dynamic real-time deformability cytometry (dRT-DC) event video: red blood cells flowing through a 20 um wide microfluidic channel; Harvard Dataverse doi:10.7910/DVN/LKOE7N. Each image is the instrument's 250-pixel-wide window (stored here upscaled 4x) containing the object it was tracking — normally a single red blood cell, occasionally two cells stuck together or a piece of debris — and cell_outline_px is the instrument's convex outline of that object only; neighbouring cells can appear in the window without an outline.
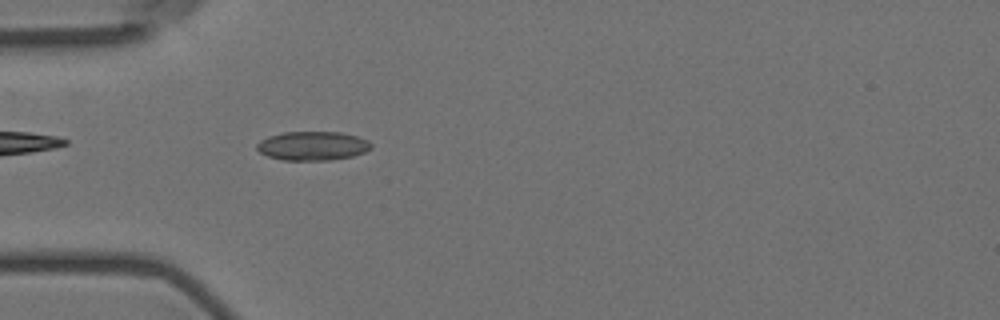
{"species": "Egyptian fruit bat (a non-hibernating species)", "species_latin": "Rousettus aegyptiacus", "temperature_condition": "room temperature", "stored_images_in_passage": 55, "camera_frame_rate_fps": 3000, "um_per_image_px": 0.085, "animal": {"sex": "female"}, "frame": {"image": 1, "passage_image": 16, "time_ms": 5.0, "image_size_px": [1000, 320], "cell_outline_px": [[372, 148], [364, 152], [352, 156], [328, 160], [284, 160], [268, 156], [260, 152], [256, 148], [256, 144], [260, 140], [268, 136], [284, 132], [340, 132], [356, 136], [368, 140], [372, 144]], "centroid_in_image_um": [26.56, 12.39], "position_along_channel_um": 58.4, "area_um2": 19.25}}
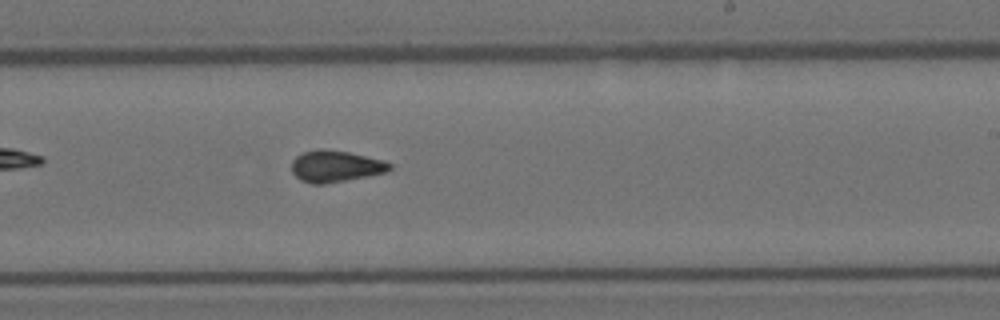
{"frame": {"image": 2, "passage_image": 33, "time_ms": 10.667, "image_size_px": [1000, 320], "cell_outline_px": [[392, 168], [384, 172], [324, 184], [312, 184], [300, 180], [292, 172], [292, 160], [296, 156], [304, 152], [320, 148], [324, 148], [348, 152], [384, 160], [392, 164]], "centroid_in_image_um": [28.48, 14.12], "position_along_channel_um": 260.5, "area_um2": 17.86}}
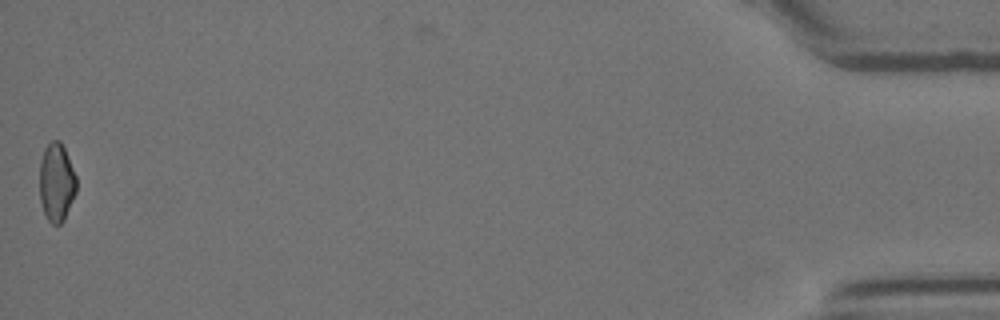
{"frame": {"image": 3, "passage_image": 55, "time_ms": 18.0, "image_size_px": [1000, 320], "cell_outline_px": [[76, 192], [64, 220], [60, 224], [52, 224], [48, 220], [44, 212], [40, 200], [40, 160], [44, 148], [52, 140], [60, 140], [64, 148], [76, 176]], "centroid_in_image_um": [4.8, 15.49], "position_along_channel_um": 430.4, "area_um2": 16.76}, "authors_computed_cell_mechanics": {"area_um2": 17.8602, "velocity_mm_per_s": 3.6234, "shape_relaxation_time_tau1_ms": null, "shape_relaxation_time_tau2_ms": 1.5868, "deformation_change_tau1": null, "deformation_change_tau2": 0.0688}}